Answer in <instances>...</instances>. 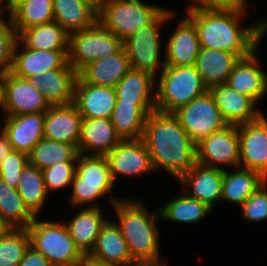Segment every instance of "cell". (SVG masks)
Segmentation results:
<instances>
[{"label": "cell", "mask_w": 267, "mask_h": 266, "mask_svg": "<svg viewBox=\"0 0 267 266\" xmlns=\"http://www.w3.org/2000/svg\"><path fill=\"white\" fill-rule=\"evenodd\" d=\"M186 17L195 25L200 45L235 53L239 58L251 54L267 35V17L242 24L247 12L185 8Z\"/></svg>", "instance_id": "1"}, {"label": "cell", "mask_w": 267, "mask_h": 266, "mask_svg": "<svg viewBox=\"0 0 267 266\" xmlns=\"http://www.w3.org/2000/svg\"><path fill=\"white\" fill-rule=\"evenodd\" d=\"M142 140L155 173L166 171L178 181L196 164V145L173 113L147 115Z\"/></svg>", "instance_id": "2"}, {"label": "cell", "mask_w": 267, "mask_h": 266, "mask_svg": "<svg viewBox=\"0 0 267 266\" xmlns=\"http://www.w3.org/2000/svg\"><path fill=\"white\" fill-rule=\"evenodd\" d=\"M115 223L124 236L129 253L138 265L161 264L167 262L161 256L158 221L159 208L149 210L139 198H122L112 207Z\"/></svg>", "instance_id": "3"}, {"label": "cell", "mask_w": 267, "mask_h": 266, "mask_svg": "<svg viewBox=\"0 0 267 266\" xmlns=\"http://www.w3.org/2000/svg\"><path fill=\"white\" fill-rule=\"evenodd\" d=\"M176 13L174 9L166 7L151 24L140 28L122 41L132 69L149 72L154 77L161 73L165 67V46H163L165 43H163L161 28L168 25L169 21L173 22L174 17L176 20Z\"/></svg>", "instance_id": "4"}, {"label": "cell", "mask_w": 267, "mask_h": 266, "mask_svg": "<svg viewBox=\"0 0 267 266\" xmlns=\"http://www.w3.org/2000/svg\"><path fill=\"white\" fill-rule=\"evenodd\" d=\"M207 90L195 65L165 66L156 77L155 111L173 113Z\"/></svg>", "instance_id": "5"}, {"label": "cell", "mask_w": 267, "mask_h": 266, "mask_svg": "<svg viewBox=\"0 0 267 266\" xmlns=\"http://www.w3.org/2000/svg\"><path fill=\"white\" fill-rule=\"evenodd\" d=\"M35 219L27 228L30 245L41 252L51 266H80L84 255L76 247L69 231L61 220Z\"/></svg>", "instance_id": "6"}, {"label": "cell", "mask_w": 267, "mask_h": 266, "mask_svg": "<svg viewBox=\"0 0 267 266\" xmlns=\"http://www.w3.org/2000/svg\"><path fill=\"white\" fill-rule=\"evenodd\" d=\"M166 8L143 0H105L97 21L124 41L140 28L151 24Z\"/></svg>", "instance_id": "7"}, {"label": "cell", "mask_w": 267, "mask_h": 266, "mask_svg": "<svg viewBox=\"0 0 267 266\" xmlns=\"http://www.w3.org/2000/svg\"><path fill=\"white\" fill-rule=\"evenodd\" d=\"M122 47V40L97 21L90 28L69 34L68 63L79 74L89 64Z\"/></svg>", "instance_id": "8"}, {"label": "cell", "mask_w": 267, "mask_h": 266, "mask_svg": "<svg viewBox=\"0 0 267 266\" xmlns=\"http://www.w3.org/2000/svg\"><path fill=\"white\" fill-rule=\"evenodd\" d=\"M173 114L195 145L228 125L209 90L189 104L181 106Z\"/></svg>", "instance_id": "9"}, {"label": "cell", "mask_w": 267, "mask_h": 266, "mask_svg": "<svg viewBox=\"0 0 267 266\" xmlns=\"http://www.w3.org/2000/svg\"><path fill=\"white\" fill-rule=\"evenodd\" d=\"M239 160L238 125L228 124L196 145V163L199 165L225 170L239 167Z\"/></svg>", "instance_id": "10"}, {"label": "cell", "mask_w": 267, "mask_h": 266, "mask_svg": "<svg viewBox=\"0 0 267 266\" xmlns=\"http://www.w3.org/2000/svg\"><path fill=\"white\" fill-rule=\"evenodd\" d=\"M114 184L117 179L137 178L155 172L151 156L142 139L121 140L106 156Z\"/></svg>", "instance_id": "11"}, {"label": "cell", "mask_w": 267, "mask_h": 266, "mask_svg": "<svg viewBox=\"0 0 267 266\" xmlns=\"http://www.w3.org/2000/svg\"><path fill=\"white\" fill-rule=\"evenodd\" d=\"M239 167L260 173L267 179V114L238 125Z\"/></svg>", "instance_id": "12"}, {"label": "cell", "mask_w": 267, "mask_h": 266, "mask_svg": "<svg viewBox=\"0 0 267 266\" xmlns=\"http://www.w3.org/2000/svg\"><path fill=\"white\" fill-rule=\"evenodd\" d=\"M261 46L236 62L225 83L240 94L253 98L258 104L267 96V72L262 70L261 66H264L258 58Z\"/></svg>", "instance_id": "13"}, {"label": "cell", "mask_w": 267, "mask_h": 266, "mask_svg": "<svg viewBox=\"0 0 267 266\" xmlns=\"http://www.w3.org/2000/svg\"><path fill=\"white\" fill-rule=\"evenodd\" d=\"M50 105L42 92L32 86L28 79L11 72L5 74V104L3 116L45 113Z\"/></svg>", "instance_id": "14"}, {"label": "cell", "mask_w": 267, "mask_h": 266, "mask_svg": "<svg viewBox=\"0 0 267 266\" xmlns=\"http://www.w3.org/2000/svg\"><path fill=\"white\" fill-rule=\"evenodd\" d=\"M68 51L28 49L17 40L10 72L28 79L42 72L63 68L68 64Z\"/></svg>", "instance_id": "15"}, {"label": "cell", "mask_w": 267, "mask_h": 266, "mask_svg": "<svg viewBox=\"0 0 267 266\" xmlns=\"http://www.w3.org/2000/svg\"><path fill=\"white\" fill-rule=\"evenodd\" d=\"M176 23L164 44L165 66L195 65L201 49L195 25L186 16Z\"/></svg>", "instance_id": "16"}, {"label": "cell", "mask_w": 267, "mask_h": 266, "mask_svg": "<svg viewBox=\"0 0 267 266\" xmlns=\"http://www.w3.org/2000/svg\"><path fill=\"white\" fill-rule=\"evenodd\" d=\"M228 124L240 125L259 119L265 112L251 97L240 94L227 84H219L208 89Z\"/></svg>", "instance_id": "17"}, {"label": "cell", "mask_w": 267, "mask_h": 266, "mask_svg": "<svg viewBox=\"0 0 267 266\" xmlns=\"http://www.w3.org/2000/svg\"><path fill=\"white\" fill-rule=\"evenodd\" d=\"M177 182H179L178 184L181 186V190L189 197L201 201L212 210L221 202L223 183L222 169L209 168L196 163L194 167Z\"/></svg>", "instance_id": "18"}, {"label": "cell", "mask_w": 267, "mask_h": 266, "mask_svg": "<svg viewBox=\"0 0 267 266\" xmlns=\"http://www.w3.org/2000/svg\"><path fill=\"white\" fill-rule=\"evenodd\" d=\"M2 117L0 129L7 136L13 151L29 155L44 138V113Z\"/></svg>", "instance_id": "19"}, {"label": "cell", "mask_w": 267, "mask_h": 266, "mask_svg": "<svg viewBox=\"0 0 267 266\" xmlns=\"http://www.w3.org/2000/svg\"><path fill=\"white\" fill-rule=\"evenodd\" d=\"M116 102L115 88L90 84L77 76L73 103L83 118L110 119Z\"/></svg>", "instance_id": "20"}, {"label": "cell", "mask_w": 267, "mask_h": 266, "mask_svg": "<svg viewBox=\"0 0 267 266\" xmlns=\"http://www.w3.org/2000/svg\"><path fill=\"white\" fill-rule=\"evenodd\" d=\"M78 74L68 63L65 67L29 77L32 86L39 89L50 106L74 102V85Z\"/></svg>", "instance_id": "21"}, {"label": "cell", "mask_w": 267, "mask_h": 266, "mask_svg": "<svg viewBox=\"0 0 267 266\" xmlns=\"http://www.w3.org/2000/svg\"><path fill=\"white\" fill-rule=\"evenodd\" d=\"M82 120L74 103L50 106L44 113V138L77 147Z\"/></svg>", "instance_id": "22"}, {"label": "cell", "mask_w": 267, "mask_h": 266, "mask_svg": "<svg viewBox=\"0 0 267 266\" xmlns=\"http://www.w3.org/2000/svg\"><path fill=\"white\" fill-rule=\"evenodd\" d=\"M70 209L76 210L77 213L73 214L67 221L64 220V224L76 247L85 256L92 250L102 226L109 218L105 215L103 208L77 207L76 209L74 207Z\"/></svg>", "instance_id": "23"}, {"label": "cell", "mask_w": 267, "mask_h": 266, "mask_svg": "<svg viewBox=\"0 0 267 266\" xmlns=\"http://www.w3.org/2000/svg\"><path fill=\"white\" fill-rule=\"evenodd\" d=\"M122 139L108 118H83L77 149L84 155L106 156Z\"/></svg>", "instance_id": "24"}, {"label": "cell", "mask_w": 267, "mask_h": 266, "mask_svg": "<svg viewBox=\"0 0 267 266\" xmlns=\"http://www.w3.org/2000/svg\"><path fill=\"white\" fill-rule=\"evenodd\" d=\"M155 85L152 74L131 68L115 86L117 101L134 103L149 115L155 111Z\"/></svg>", "instance_id": "25"}, {"label": "cell", "mask_w": 267, "mask_h": 266, "mask_svg": "<svg viewBox=\"0 0 267 266\" xmlns=\"http://www.w3.org/2000/svg\"><path fill=\"white\" fill-rule=\"evenodd\" d=\"M109 217L96 238L89 257L102 262L115 263L121 266H137L132 259L126 240L119 226Z\"/></svg>", "instance_id": "26"}, {"label": "cell", "mask_w": 267, "mask_h": 266, "mask_svg": "<svg viewBox=\"0 0 267 266\" xmlns=\"http://www.w3.org/2000/svg\"><path fill=\"white\" fill-rule=\"evenodd\" d=\"M130 69L129 59L122 47L118 52L89 64L78 76L90 84L115 88Z\"/></svg>", "instance_id": "27"}, {"label": "cell", "mask_w": 267, "mask_h": 266, "mask_svg": "<svg viewBox=\"0 0 267 266\" xmlns=\"http://www.w3.org/2000/svg\"><path fill=\"white\" fill-rule=\"evenodd\" d=\"M239 59L232 52L201 47L195 67L204 85L209 89L215 85L225 84Z\"/></svg>", "instance_id": "28"}, {"label": "cell", "mask_w": 267, "mask_h": 266, "mask_svg": "<svg viewBox=\"0 0 267 266\" xmlns=\"http://www.w3.org/2000/svg\"><path fill=\"white\" fill-rule=\"evenodd\" d=\"M265 179L260 173L242 167L223 170L222 202L241 206L261 185Z\"/></svg>", "instance_id": "29"}, {"label": "cell", "mask_w": 267, "mask_h": 266, "mask_svg": "<svg viewBox=\"0 0 267 266\" xmlns=\"http://www.w3.org/2000/svg\"><path fill=\"white\" fill-rule=\"evenodd\" d=\"M54 21L69 34L92 27L98 10L86 0H53Z\"/></svg>", "instance_id": "30"}, {"label": "cell", "mask_w": 267, "mask_h": 266, "mask_svg": "<svg viewBox=\"0 0 267 266\" xmlns=\"http://www.w3.org/2000/svg\"><path fill=\"white\" fill-rule=\"evenodd\" d=\"M17 40L28 49L69 50V33L55 21L22 29Z\"/></svg>", "instance_id": "31"}, {"label": "cell", "mask_w": 267, "mask_h": 266, "mask_svg": "<svg viewBox=\"0 0 267 266\" xmlns=\"http://www.w3.org/2000/svg\"><path fill=\"white\" fill-rule=\"evenodd\" d=\"M16 190L29 211L41 218V210L44 211L45 205L49 203L43 171L28 162L21 171Z\"/></svg>", "instance_id": "32"}, {"label": "cell", "mask_w": 267, "mask_h": 266, "mask_svg": "<svg viewBox=\"0 0 267 266\" xmlns=\"http://www.w3.org/2000/svg\"><path fill=\"white\" fill-rule=\"evenodd\" d=\"M181 196L170 198L159 207L161 220L177 224H199L213 210L201 201L189 197L185 192Z\"/></svg>", "instance_id": "33"}, {"label": "cell", "mask_w": 267, "mask_h": 266, "mask_svg": "<svg viewBox=\"0 0 267 266\" xmlns=\"http://www.w3.org/2000/svg\"><path fill=\"white\" fill-rule=\"evenodd\" d=\"M114 183H91L81 182V177L75 173L70 187V197L68 205L74 207H96L102 208L98 203L105 196L109 197L110 206L112 207L118 200L123 197H117L113 194ZM72 192V193H71ZM99 199V200H98Z\"/></svg>", "instance_id": "34"}, {"label": "cell", "mask_w": 267, "mask_h": 266, "mask_svg": "<svg viewBox=\"0 0 267 266\" xmlns=\"http://www.w3.org/2000/svg\"><path fill=\"white\" fill-rule=\"evenodd\" d=\"M79 151L74 144L42 138L28 155L29 163L44 170L56 163L77 162Z\"/></svg>", "instance_id": "35"}, {"label": "cell", "mask_w": 267, "mask_h": 266, "mask_svg": "<svg viewBox=\"0 0 267 266\" xmlns=\"http://www.w3.org/2000/svg\"><path fill=\"white\" fill-rule=\"evenodd\" d=\"M0 218L9 228H28L35 216L15 188L0 177Z\"/></svg>", "instance_id": "36"}, {"label": "cell", "mask_w": 267, "mask_h": 266, "mask_svg": "<svg viewBox=\"0 0 267 266\" xmlns=\"http://www.w3.org/2000/svg\"><path fill=\"white\" fill-rule=\"evenodd\" d=\"M147 114L134 103L117 101L110 121L122 140L142 139Z\"/></svg>", "instance_id": "37"}, {"label": "cell", "mask_w": 267, "mask_h": 266, "mask_svg": "<svg viewBox=\"0 0 267 266\" xmlns=\"http://www.w3.org/2000/svg\"><path fill=\"white\" fill-rule=\"evenodd\" d=\"M10 20L17 34L22 29L54 22L53 0H27L10 14Z\"/></svg>", "instance_id": "38"}, {"label": "cell", "mask_w": 267, "mask_h": 266, "mask_svg": "<svg viewBox=\"0 0 267 266\" xmlns=\"http://www.w3.org/2000/svg\"><path fill=\"white\" fill-rule=\"evenodd\" d=\"M30 246L26 228H9L0 236V266H17Z\"/></svg>", "instance_id": "39"}, {"label": "cell", "mask_w": 267, "mask_h": 266, "mask_svg": "<svg viewBox=\"0 0 267 266\" xmlns=\"http://www.w3.org/2000/svg\"><path fill=\"white\" fill-rule=\"evenodd\" d=\"M76 173L81 177V182L114 183L105 156L79 153L76 162Z\"/></svg>", "instance_id": "40"}, {"label": "cell", "mask_w": 267, "mask_h": 266, "mask_svg": "<svg viewBox=\"0 0 267 266\" xmlns=\"http://www.w3.org/2000/svg\"><path fill=\"white\" fill-rule=\"evenodd\" d=\"M42 171L45 188L49 196H51L54 192L56 193L66 188L68 190L71 187L76 173V162L56 163Z\"/></svg>", "instance_id": "41"}, {"label": "cell", "mask_w": 267, "mask_h": 266, "mask_svg": "<svg viewBox=\"0 0 267 266\" xmlns=\"http://www.w3.org/2000/svg\"><path fill=\"white\" fill-rule=\"evenodd\" d=\"M239 208L242 219L250 224L267 221V181Z\"/></svg>", "instance_id": "42"}, {"label": "cell", "mask_w": 267, "mask_h": 266, "mask_svg": "<svg viewBox=\"0 0 267 266\" xmlns=\"http://www.w3.org/2000/svg\"><path fill=\"white\" fill-rule=\"evenodd\" d=\"M17 33L10 21L0 24V74L11 71Z\"/></svg>", "instance_id": "43"}, {"label": "cell", "mask_w": 267, "mask_h": 266, "mask_svg": "<svg viewBox=\"0 0 267 266\" xmlns=\"http://www.w3.org/2000/svg\"><path fill=\"white\" fill-rule=\"evenodd\" d=\"M28 162L27 154L12 150L0 163V177L10 187L16 189L21 171Z\"/></svg>", "instance_id": "44"}, {"label": "cell", "mask_w": 267, "mask_h": 266, "mask_svg": "<svg viewBox=\"0 0 267 266\" xmlns=\"http://www.w3.org/2000/svg\"><path fill=\"white\" fill-rule=\"evenodd\" d=\"M190 5L187 8H199L210 10H233L247 12L249 1L247 0H188Z\"/></svg>", "instance_id": "45"}, {"label": "cell", "mask_w": 267, "mask_h": 266, "mask_svg": "<svg viewBox=\"0 0 267 266\" xmlns=\"http://www.w3.org/2000/svg\"><path fill=\"white\" fill-rule=\"evenodd\" d=\"M17 266H51V264L41 252L30 245Z\"/></svg>", "instance_id": "46"}, {"label": "cell", "mask_w": 267, "mask_h": 266, "mask_svg": "<svg viewBox=\"0 0 267 266\" xmlns=\"http://www.w3.org/2000/svg\"><path fill=\"white\" fill-rule=\"evenodd\" d=\"M12 151V147L8 141L7 136L0 129V163L6 155Z\"/></svg>", "instance_id": "47"}, {"label": "cell", "mask_w": 267, "mask_h": 266, "mask_svg": "<svg viewBox=\"0 0 267 266\" xmlns=\"http://www.w3.org/2000/svg\"><path fill=\"white\" fill-rule=\"evenodd\" d=\"M80 266H121L115 263L102 262L97 259L91 258L88 255L84 256L83 262Z\"/></svg>", "instance_id": "48"}, {"label": "cell", "mask_w": 267, "mask_h": 266, "mask_svg": "<svg viewBox=\"0 0 267 266\" xmlns=\"http://www.w3.org/2000/svg\"><path fill=\"white\" fill-rule=\"evenodd\" d=\"M4 104H5V75L0 74V115H4Z\"/></svg>", "instance_id": "49"}, {"label": "cell", "mask_w": 267, "mask_h": 266, "mask_svg": "<svg viewBox=\"0 0 267 266\" xmlns=\"http://www.w3.org/2000/svg\"><path fill=\"white\" fill-rule=\"evenodd\" d=\"M4 15H7V17H4ZM7 21H10V14L8 13V10L6 8L5 0H0V24Z\"/></svg>", "instance_id": "50"}, {"label": "cell", "mask_w": 267, "mask_h": 266, "mask_svg": "<svg viewBox=\"0 0 267 266\" xmlns=\"http://www.w3.org/2000/svg\"><path fill=\"white\" fill-rule=\"evenodd\" d=\"M27 0H5L8 13L11 14L19 5Z\"/></svg>", "instance_id": "51"}, {"label": "cell", "mask_w": 267, "mask_h": 266, "mask_svg": "<svg viewBox=\"0 0 267 266\" xmlns=\"http://www.w3.org/2000/svg\"><path fill=\"white\" fill-rule=\"evenodd\" d=\"M86 1L89 2L92 6H94L98 10L102 6L105 0H86Z\"/></svg>", "instance_id": "52"}, {"label": "cell", "mask_w": 267, "mask_h": 266, "mask_svg": "<svg viewBox=\"0 0 267 266\" xmlns=\"http://www.w3.org/2000/svg\"><path fill=\"white\" fill-rule=\"evenodd\" d=\"M9 227L2 221L0 218V236L7 230Z\"/></svg>", "instance_id": "53"}, {"label": "cell", "mask_w": 267, "mask_h": 266, "mask_svg": "<svg viewBox=\"0 0 267 266\" xmlns=\"http://www.w3.org/2000/svg\"><path fill=\"white\" fill-rule=\"evenodd\" d=\"M168 263H161V264H147V265H137V266H168Z\"/></svg>", "instance_id": "54"}]
</instances>
